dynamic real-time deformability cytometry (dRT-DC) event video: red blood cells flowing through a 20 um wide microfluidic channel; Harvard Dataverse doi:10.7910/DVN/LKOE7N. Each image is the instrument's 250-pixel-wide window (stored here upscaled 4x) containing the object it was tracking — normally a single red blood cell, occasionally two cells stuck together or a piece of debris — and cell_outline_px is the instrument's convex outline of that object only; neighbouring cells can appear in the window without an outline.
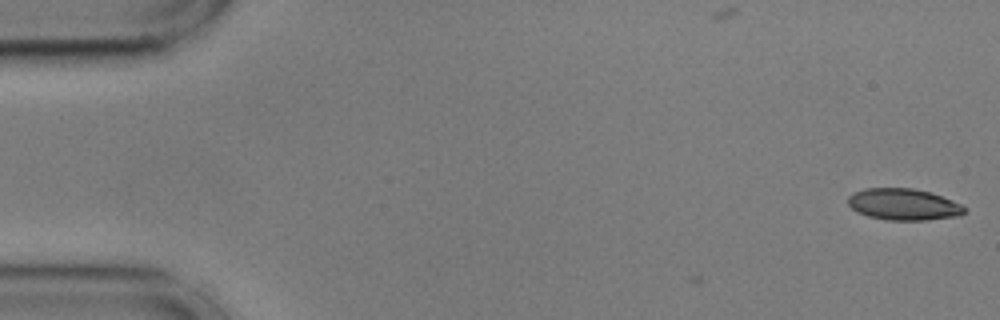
{"species": "common noctule bat (a hibernating species)", "species_latin": "Nyctalus noctula", "temperature_condition": "cold", "stored_images_in_passage": 7, "camera_frame_rate_fps": 3000, "um_per_image_px": 0.085, "animal": {"sex": "male", "body_mass_g": 17.9, "forearm_length_mm": 54.2}, "frame": {"image": 1, "passage_image": 1, "time_ms": 0.0, "image_size_px": [1000, 320], "cell_outline_px": [[968, 208], [960, 216], [924, 220], [884, 220], [868, 216], [856, 212], [848, 204], [848, 196], [852, 192], [864, 188], [912, 188], [928, 192], [952, 200]], "centroid_in_image_um": [76.77, 17.38], "position_along_channel_um": 8.2, "area_um2": 21.5}}